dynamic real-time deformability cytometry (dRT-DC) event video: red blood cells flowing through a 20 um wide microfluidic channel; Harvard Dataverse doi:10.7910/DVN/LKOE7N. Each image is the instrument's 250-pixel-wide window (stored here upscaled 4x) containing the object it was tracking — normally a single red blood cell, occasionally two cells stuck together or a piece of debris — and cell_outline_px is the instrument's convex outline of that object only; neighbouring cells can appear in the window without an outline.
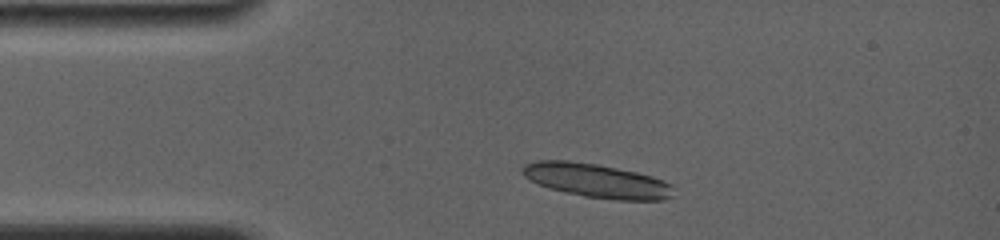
{"species": "common noctule bat (a hibernating species)", "species_latin": "Nyctalus noctula", "temperature_condition": "room temperature", "stored_images_in_passage": 2, "camera_frame_rate_fps": 4000, "um_per_image_px": 0.085, "animal": {"sex": "female", "body_mass_g": 19.0, "forearm_length_mm": 56.7}, "frame": {"image": 1, "passage_image": 2, "time_ms": 1.0, "image_size_px": [1000, 240], "cell_outline_px": [[676, 188], [672, 196], [664, 200], [616, 200], [584, 196], [564, 192], [548, 188], [524, 176], [520, 172], [520, 168], [524, 164], [536, 160], [568, 160], [596, 164], [636, 172], [652, 176], [664, 180], [672, 184]], "centroid_in_image_um": [50.74, 15.36], "position_along_channel_um": 34.3, "area_um2": 30.11}}